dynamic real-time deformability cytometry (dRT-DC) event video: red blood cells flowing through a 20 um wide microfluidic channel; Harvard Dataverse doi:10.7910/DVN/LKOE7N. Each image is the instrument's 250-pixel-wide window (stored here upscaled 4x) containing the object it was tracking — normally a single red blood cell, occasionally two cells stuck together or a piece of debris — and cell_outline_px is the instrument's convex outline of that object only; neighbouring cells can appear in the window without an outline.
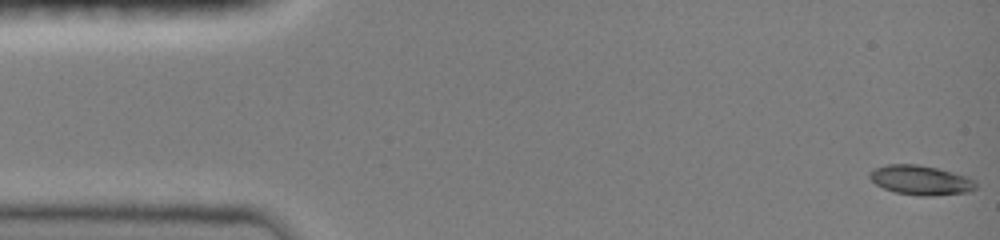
{"species": "common noctule bat (a hibernating species)", "species_latin": "Nyctalus noctula", "temperature_condition": "room temperature", "stored_images_in_passage": 58, "camera_frame_rate_fps": 3000, "um_per_image_px": 0.085, "animal": {"sex": "female", "body_mass_g": 19.0, "forearm_length_mm": 51.5}, "frame": {"image": 1, "passage_image": 1, "time_ms": 0.0, "image_size_px": [1000, 240], "cell_outline_px": [[976, 188], [968, 192], [932, 196], [920, 196], [896, 192], [884, 188], [876, 184], [868, 176], [868, 172], [872, 168], [888, 164], [916, 164], [936, 168], [968, 176], [976, 180]], "centroid_in_image_um": [78.26, 15.31], "position_along_channel_um": 6.7, "area_um2": 18.38}}
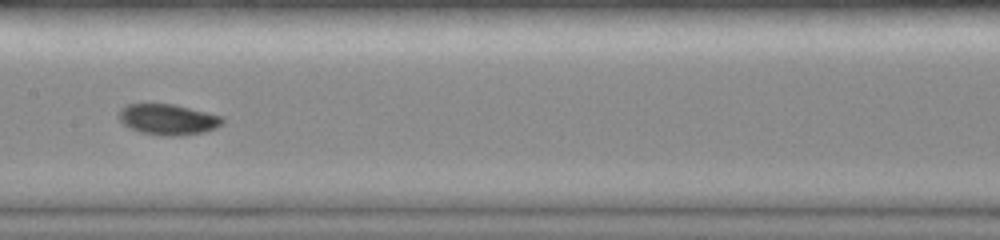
{"frame": {"image": 2, "passage_image": 31, "time_ms": 7.667, "image_size_px": [1000, 240], "cell_outline_px": [[224, 124], [216, 128], [204, 132], [180, 136], [160, 136], [140, 132], [124, 124], [120, 120], [120, 108], [128, 104], [172, 104], [220, 116], [224, 120]], "centroid_in_image_um": [14.29, 10.17], "position_along_channel_um": 193.1, "area_um2": 18.38}}
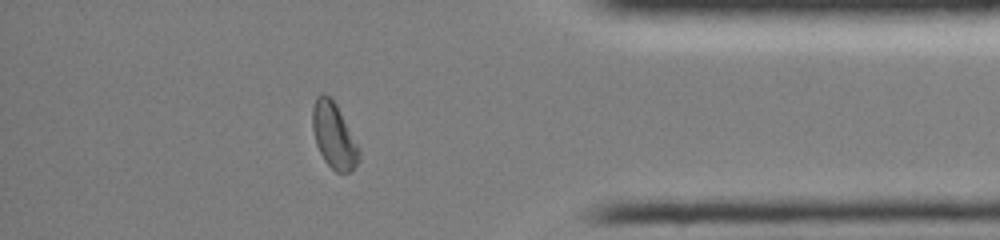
{"frame": {"image": 3, "passage_image": 53, "time_ms": 13.333, "image_size_px": [1000, 240], "cell_outline_px": [[360, 160], [352, 172], [336, 172], [324, 160], [316, 144], [312, 128], [312, 108], [316, 96], [320, 92], [324, 92], [332, 96], [356, 144]], "centroid_in_image_um": [28.34, 11.49], "position_along_channel_um": 406.9, "area_um2": 17.63}, "authors_computed_cell_mechanics": {"area_um2": 17.9469, "velocity_mm_per_s": 4.0481, "shape_relaxation_time_tau1_ms": 4.8644, "shape_relaxation_time_tau2_ms": null, "deformation_change_tau1": 0.1318, "deformation_change_tau2": null}}